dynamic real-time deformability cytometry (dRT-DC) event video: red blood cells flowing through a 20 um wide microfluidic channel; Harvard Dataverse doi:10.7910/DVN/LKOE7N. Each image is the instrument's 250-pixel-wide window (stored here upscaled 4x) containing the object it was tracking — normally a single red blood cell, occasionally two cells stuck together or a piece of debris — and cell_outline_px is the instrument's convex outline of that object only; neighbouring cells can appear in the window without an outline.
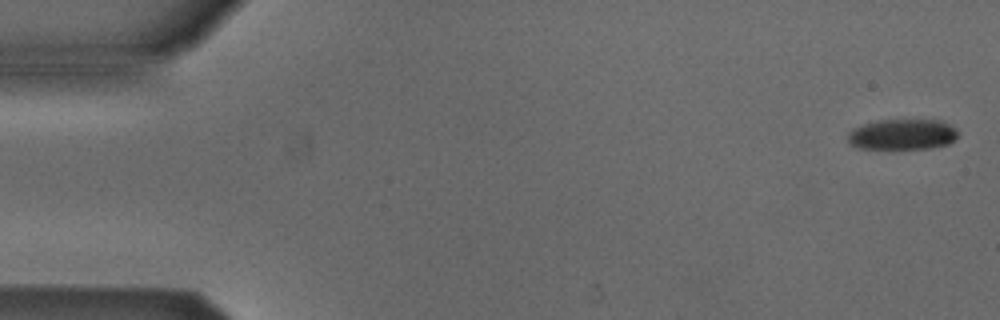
{"species": "Egyptian fruit bat (a non-hibernating species)", "species_latin": "Rousettus aegyptiacus", "temperature_condition": "cold", "stored_images_in_passage": 4, "camera_frame_rate_fps": 3000, "um_per_image_px": 0.085, "animal": {"sex": "male"}, "frame": {"image": 1, "passage_image": 1, "time_ms": 0.0, "image_size_px": [1000, 320], "cell_outline_px": [[956, 136], [948, 144], [928, 148], [860, 148], [852, 144], [848, 140], [848, 132], [852, 128], [864, 124], [880, 120], [944, 120], [956, 128]], "centroid_in_image_um": [76.71, 11.41], "position_along_channel_um": 8.3, "area_um2": 19.42}}